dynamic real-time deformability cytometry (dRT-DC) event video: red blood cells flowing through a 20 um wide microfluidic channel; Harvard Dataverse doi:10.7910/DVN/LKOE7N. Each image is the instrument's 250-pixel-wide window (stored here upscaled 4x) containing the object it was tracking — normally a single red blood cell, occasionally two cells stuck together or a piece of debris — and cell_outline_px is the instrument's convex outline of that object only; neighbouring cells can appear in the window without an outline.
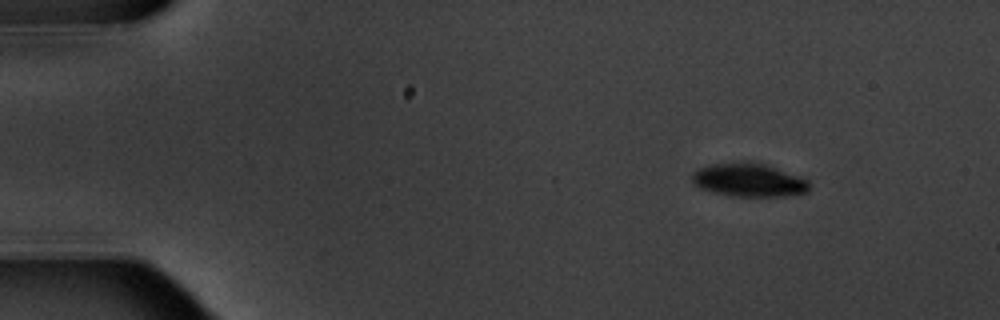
{"species": "common noctule bat (a hibernating species)", "species_latin": "Nyctalus noctula", "temperature_condition": "warm", "stored_images_in_passage": 4, "camera_frame_rate_fps": 3000, "um_per_image_px": 0.085, "animal": {"sex": "male", "body_mass_g": 20.1, "forearm_length_mm": 53.5}, "frame": {"image": 1, "passage_image": 1, "time_ms": 0.0, "image_size_px": [1000, 320], "cell_outline_px": [[812, 184], [808, 192], [784, 196], [732, 196], [700, 188], [692, 184], [692, 172], [700, 168], [712, 164], [748, 160], [764, 164], [800, 176], [808, 180]], "centroid_in_image_um": [63.67, 15.29], "position_along_channel_um": 21.3, "area_um2": 23.0}}
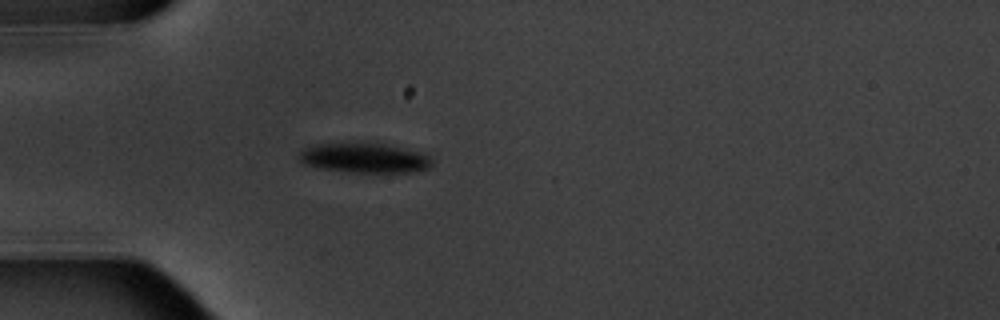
{"frame": {"image": 2, "passage_image": 4, "time_ms": 3.333, "image_size_px": [1000, 320], "cell_outline_px": [[432, 168], [408, 172], [352, 172], [316, 168], [304, 164], [300, 160], [300, 152], [304, 148], [312, 144], [348, 140], [376, 140], [420, 152], [428, 156], [432, 160]], "centroid_in_image_um": [30.95, 13.35], "position_along_channel_um": 54.1, "area_um2": 24.45}}